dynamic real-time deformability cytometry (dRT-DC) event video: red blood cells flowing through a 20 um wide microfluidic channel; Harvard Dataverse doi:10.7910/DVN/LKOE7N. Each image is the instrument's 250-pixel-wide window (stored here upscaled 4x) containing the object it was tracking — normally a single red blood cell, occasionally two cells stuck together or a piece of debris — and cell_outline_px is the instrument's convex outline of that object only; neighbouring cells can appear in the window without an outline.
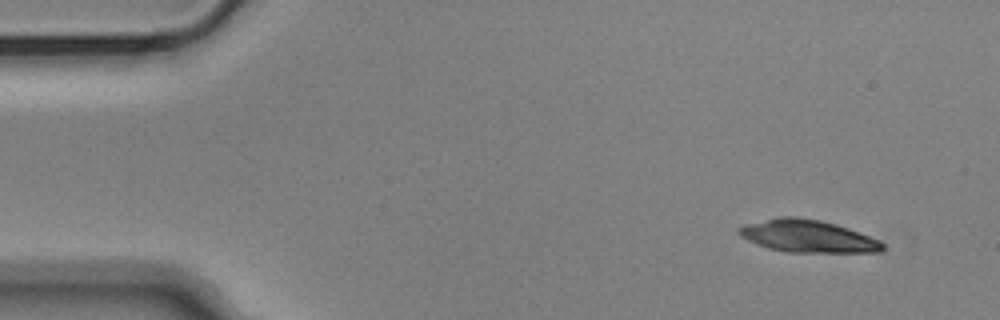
{"species": "Egyptian fruit bat (a non-hibernating species)", "species_latin": "Rousettus aegyptiacus", "temperature_condition": "cold", "stored_images_in_passage": 50, "segment_of_instrument_passage": [1, 2], "camera_frame_rate_fps": 3000, "um_per_image_px": 0.085, "animal": {"sex": "male"}, "frame": {"image": 1, "passage_image": 1, "time_ms": 0.0, "image_size_px": [1000, 320], "cell_outline_px": [[884, 248], [880, 252], [784, 252], [768, 248], [756, 244], [740, 236], [736, 232], [736, 228], [744, 224], [780, 216], [792, 216], [820, 220], [836, 224], [848, 228], [880, 240], [884, 244]], "centroid_in_image_um": [68.61, 20.07], "position_along_channel_um": 16.4, "area_um2": 27.28}}
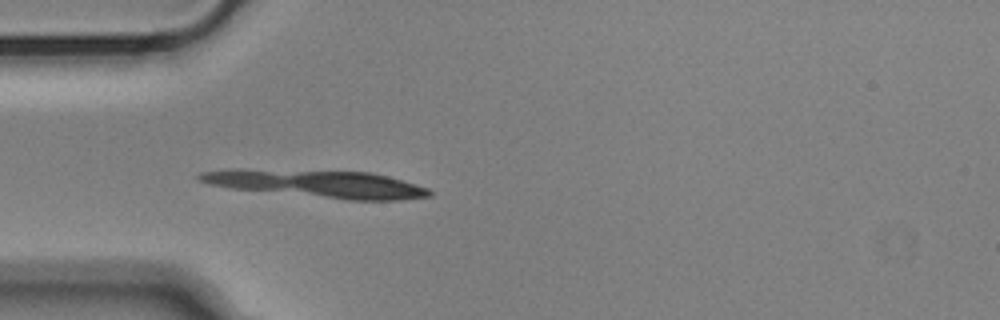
{"frame": {"image": 2, "passage_image": 12, "time_ms": 3.667, "image_size_px": [1000, 320], "cell_outline_px": [[432, 196], [400, 200], [348, 200], [232, 188], [212, 184], [200, 180], [196, 176], [200, 172], [228, 168], [244, 168], [372, 172], [388, 176], [428, 188], [432, 192]], "centroid_in_image_um": [26.97, 15.6], "position_along_channel_um": 58.0, "area_um2": 37.05}}